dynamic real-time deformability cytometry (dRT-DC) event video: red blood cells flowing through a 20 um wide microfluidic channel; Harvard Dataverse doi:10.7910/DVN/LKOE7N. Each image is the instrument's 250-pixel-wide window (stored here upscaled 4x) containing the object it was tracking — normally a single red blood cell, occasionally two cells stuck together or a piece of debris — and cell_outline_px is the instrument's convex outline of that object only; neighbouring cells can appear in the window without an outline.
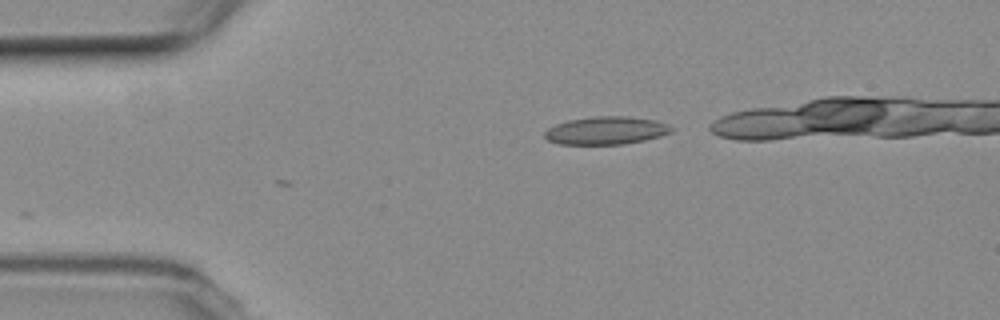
{"species": "common noctule bat (a hibernating species)", "species_latin": "Nyctalus noctula", "temperature_condition": "room temperature", "stored_images_in_passage": 2, "camera_frame_rate_fps": 3000, "um_per_image_px": 0.085, "animal": {"sex": "female", "body_mass_g": 19.3, "forearm_length_mm": 54.1}, "frame": {"image": 1, "passage_image": 2, "time_ms": 1.0, "image_size_px": [1000, 320], "cell_outline_px": [[676, 128], [672, 132], [660, 136], [644, 140], [624, 144], [560, 144], [548, 140], [544, 136], [544, 132], [548, 128], [556, 124], [568, 120], [592, 116], [628, 116], [656, 120], [668, 124]], "centroid_in_image_um": [51.55, 11.08], "position_along_channel_um": 33.4, "area_um2": 20.75}}